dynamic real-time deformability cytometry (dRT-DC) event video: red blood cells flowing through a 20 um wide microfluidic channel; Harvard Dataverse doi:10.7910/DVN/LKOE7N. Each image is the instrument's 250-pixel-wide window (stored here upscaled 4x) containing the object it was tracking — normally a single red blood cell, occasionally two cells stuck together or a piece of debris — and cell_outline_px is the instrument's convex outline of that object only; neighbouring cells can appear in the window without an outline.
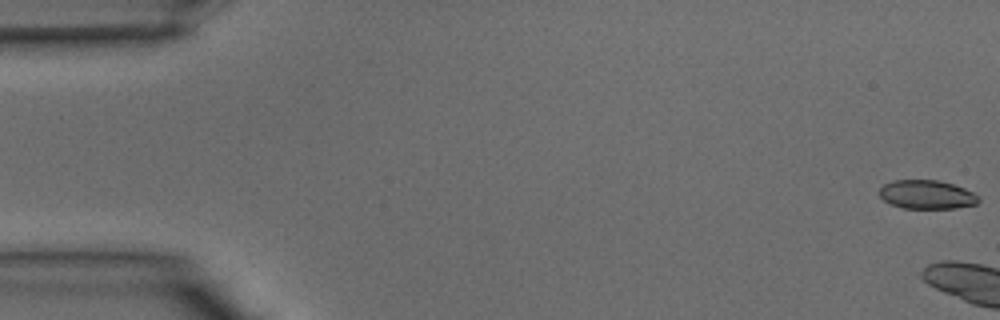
{"species": "common noctule bat (a hibernating species)", "species_latin": "Nyctalus noctula", "temperature_condition": "warm", "stored_images_in_passage": 4, "camera_frame_rate_fps": 3000, "um_per_image_px": 0.085, "animal": {"sex": "male", "body_mass_g": 15.6}, "frame": {"image": 1, "passage_image": 1, "time_ms": 0.0, "image_size_px": [1000, 320], "cell_outline_px": [[980, 200], [976, 204], [956, 208], [904, 208], [892, 204], [884, 200], [880, 196], [880, 188], [884, 184], [892, 180], [936, 180], [952, 184], [964, 188], [972, 192]], "centroid_in_image_um": [78.76, 16.53], "position_along_channel_um": 6.2, "area_um2": 16.42}}